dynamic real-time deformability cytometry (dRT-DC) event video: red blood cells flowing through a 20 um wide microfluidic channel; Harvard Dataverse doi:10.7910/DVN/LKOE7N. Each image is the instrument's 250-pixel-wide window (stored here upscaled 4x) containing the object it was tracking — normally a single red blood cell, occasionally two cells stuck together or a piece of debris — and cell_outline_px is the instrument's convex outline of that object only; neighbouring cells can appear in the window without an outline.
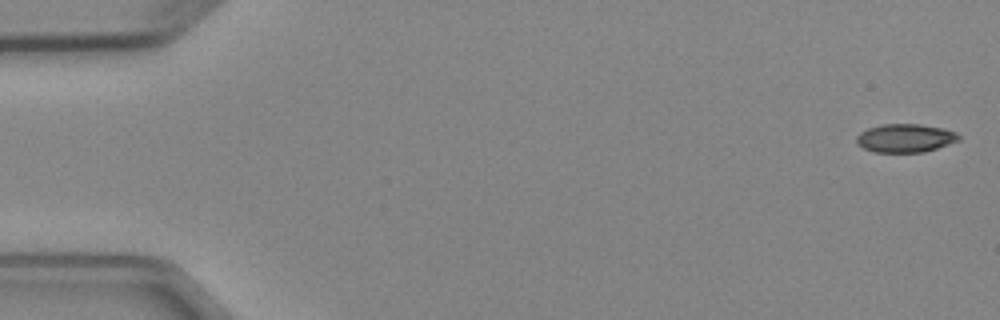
{"species": "Egyptian fruit bat (a non-hibernating species)", "species_latin": "Rousettus aegyptiacus", "temperature_condition": "cold", "stored_images_in_passage": 5, "camera_frame_rate_fps": 3000, "um_per_image_px": 0.085, "animal": {"sex": "female"}, "frame": {"image": 1, "passage_image": 1, "time_ms": 0.0, "image_size_px": [1000, 320], "cell_outline_px": [[960, 140], [924, 152], [876, 152], [864, 148], [856, 144], [856, 136], [860, 132], [868, 128], [880, 124], [920, 124], [944, 128], [956, 132], [960, 136]], "centroid_in_image_um": [76.94, 11.73], "position_along_channel_um": 8.1, "area_um2": 16.99}}
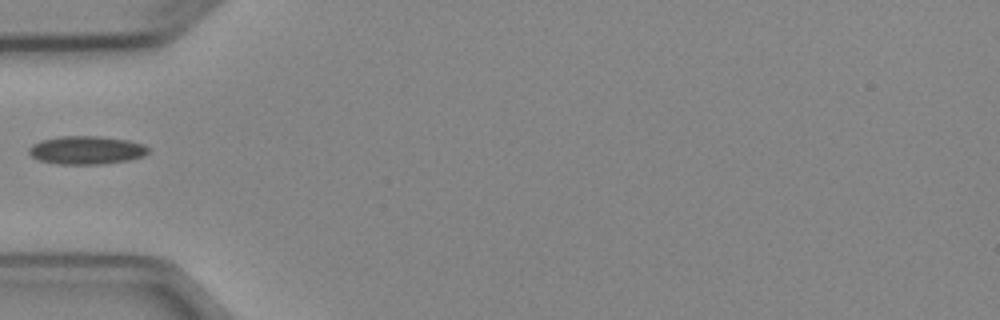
{"frame": {"image": 2, "passage_image": 5, "time_ms": 5.333, "image_size_px": [1000, 320], "cell_outline_px": [[148, 152], [144, 156], [128, 160], [100, 164], [60, 164], [40, 160], [32, 156], [28, 152], [28, 148], [32, 144], [40, 140], [60, 136], [100, 136], [128, 140], [144, 144], [148, 148]], "centroid_in_image_um": [7.34, 12.75], "position_along_channel_um": 77.7, "area_um2": 19.65}}